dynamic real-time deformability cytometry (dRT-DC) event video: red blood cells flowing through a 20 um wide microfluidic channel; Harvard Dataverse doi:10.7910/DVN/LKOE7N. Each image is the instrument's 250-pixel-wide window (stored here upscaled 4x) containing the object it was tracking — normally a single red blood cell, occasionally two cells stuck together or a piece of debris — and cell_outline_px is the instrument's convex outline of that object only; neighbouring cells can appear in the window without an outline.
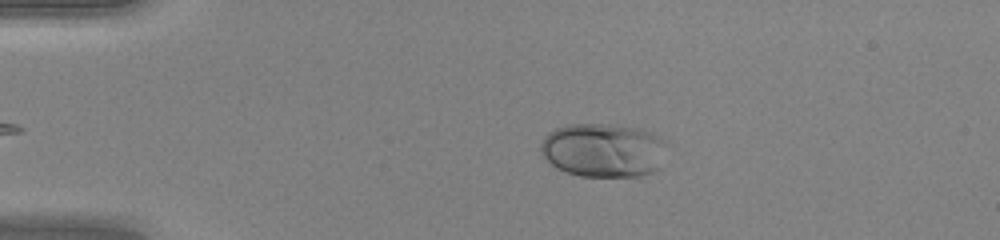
{"species": "human", "species_latin": "Homo sapiens", "temperature_condition": "warm", "stored_images_in_passage": 46, "camera_frame_rate_fps": 3000, "um_per_image_px": 0.085, "donor": {"sex": "female"}, "frame": {"image": 1, "passage_image": 8, "time_ms": 2.333, "image_size_px": [1000, 240], "cell_outline_px": [[668, 140], [660, 168], [656, 172], [640, 176], [580, 176], [564, 172], [556, 168], [540, 152], [540, 144], [544, 136], [548, 132], [556, 128], [568, 124], [608, 124], [640, 128], [660, 136]], "centroid_in_image_um": [51.31, 12.76], "position_along_channel_um": 33.7, "area_um2": 40.29}}
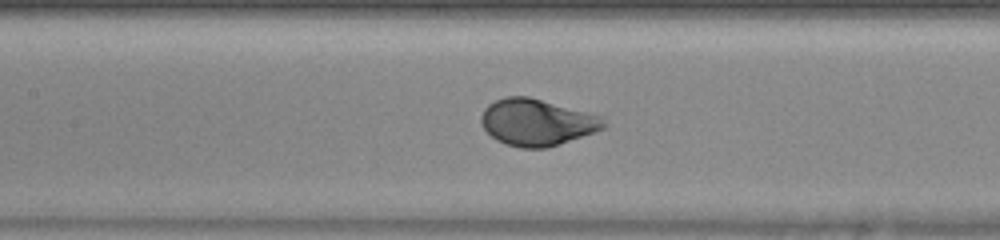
{"frame": {"image": 2, "passage_image": 21, "time_ms": 6.667, "image_size_px": [1000, 240], "cell_outline_px": [[608, 124], [604, 128], [596, 132], [548, 148], [520, 148], [504, 144], [496, 140], [480, 124], [480, 116], [484, 108], [488, 104], [504, 96], [528, 96], [604, 116]], "centroid_in_image_um": [45.65, 10.4], "position_along_channel_um": 161.7, "area_um2": 33.81}}
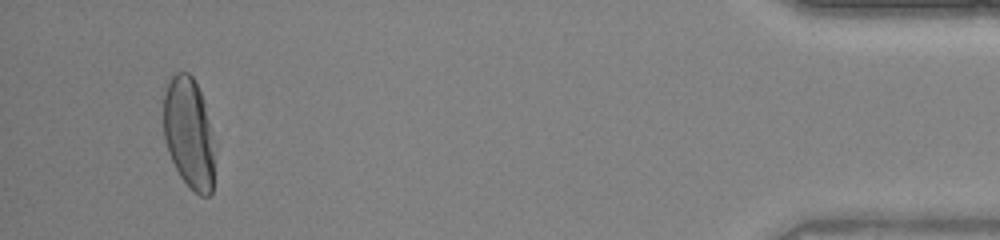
{"frame": {"image": 3, "passage_image": 44, "time_ms": 14.333, "image_size_px": [1000, 240], "cell_outline_px": [[212, 192], [208, 196], [200, 196], [180, 176], [168, 152], [164, 140], [164, 88], [172, 72], [188, 72], [192, 76], [204, 100], [208, 124], [212, 156]], "centroid_in_image_um": [15.99, 11.24], "position_along_channel_um": 419.2, "area_um2": 32.25}, "authors_computed_cell_mechanics": {"area_um2": 33.5818, "velocity_mm_per_s": 4.2484, "shape_relaxation_time_tau1_ms": 2.4323, "shape_relaxation_time_tau2_ms": null, "deformation_change_tau1": 0.1659, "deformation_change_tau2": null}}